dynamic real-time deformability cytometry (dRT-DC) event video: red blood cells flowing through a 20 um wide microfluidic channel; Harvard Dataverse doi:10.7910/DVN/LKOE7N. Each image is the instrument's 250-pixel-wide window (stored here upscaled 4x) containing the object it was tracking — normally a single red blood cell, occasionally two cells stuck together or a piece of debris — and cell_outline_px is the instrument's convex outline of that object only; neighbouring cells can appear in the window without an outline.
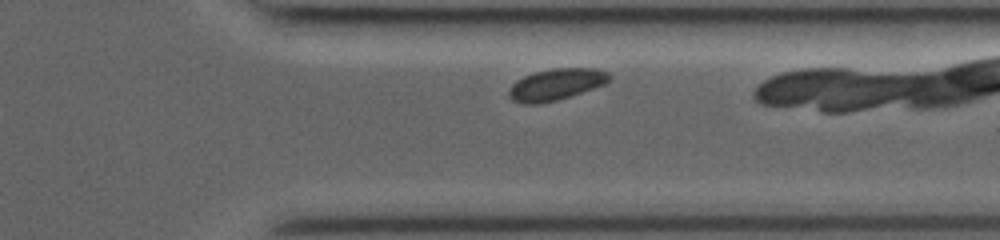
{"species": "common noctule bat (a hibernating species)", "species_latin": "Nyctalus noctula", "temperature_condition": "room temperature", "stored_images_in_passage": 33, "camera_frame_rate_fps": 3000, "um_per_image_px": 0.085, "animal": {"sex": "female", "body_mass_g": 19.0, "forearm_length_mm": 53.3}, "frame": {"image": 1, "passage_image": 29, "time_ms": 7.333, "image_size_px": [1000, 240], "cell_outline_px": [[612, 80], [604, 84], [556, 100], [540, 104], [524, 104], [512, 100], [508, 96], [508, 88], [516, 80], [524, 76], [536, 72], [552, 68], [600, 68], [608, 72], [612, 76]], "centroid_in_image_um": [47.26, 7.16], "position_along_channel_um": 364.1, "area_um2": 18.5}}